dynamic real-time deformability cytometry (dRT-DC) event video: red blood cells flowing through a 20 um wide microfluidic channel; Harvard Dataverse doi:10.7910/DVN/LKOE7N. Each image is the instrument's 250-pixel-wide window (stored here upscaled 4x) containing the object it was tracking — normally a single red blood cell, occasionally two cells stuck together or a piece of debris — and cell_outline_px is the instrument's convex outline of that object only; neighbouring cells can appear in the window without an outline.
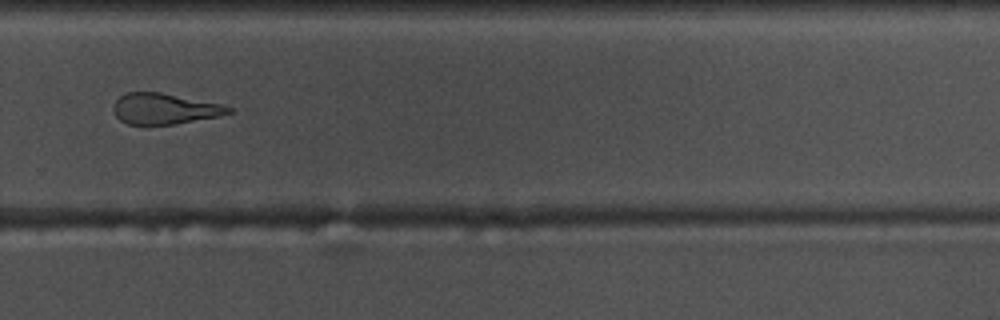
{"species": "common noctule bat (a hibernating species)", "species_latin": "Nyctalus noctula", "temperature_condition": "warm", "stored_images_in_passage": 40, "camera_frame_rate_fps": 3000, "um_per_image_px": 0.085, "animal": {"sex": "male", "body_mass_g": 17.5, "forearm_length_mm": 52.3}, "frame": {"image": 1, "passage_image": 23, "time_ms": 7.333, "image_size_px": [1000, 320], "cell_outline_px": [[232, 112], [220, 116], [172, 124], [128, 124], [120, 120], [116, 116], [112, 108], [112, 104], [120, 96], [128, 92], [160, 92], [220, 104], [232, 108]], "centroid_in_image_um": [13.94, 9.24], "position_along_channel_um": 315.9, "area_um2": 20.46}}
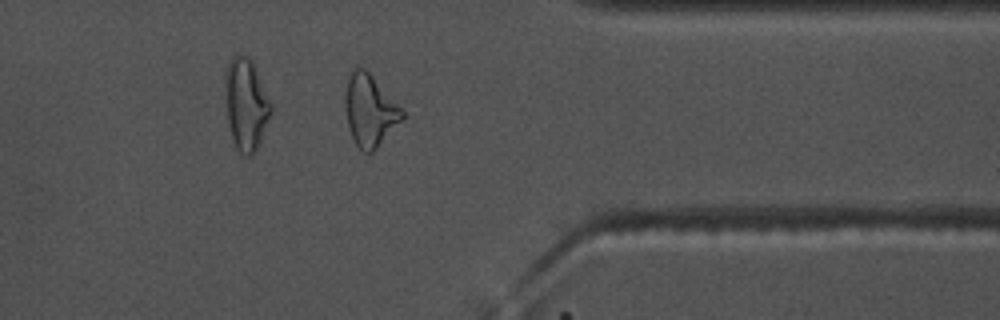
{"frame": {"image": 2, "passage_image": 29, "time_ms": 9.333, "image_size_px": [1000, 320], "cell_outline_px": [[408, 116], [372, 152], [364, 152], [356, 144], [348, 128], [344, 108], [344, 96], [348, 80], [352, 72], [356, 68], [364, 68], [372, 76]], "centroid_in_image_um": [31.44, 9.42], "position_along_channel_um": 380.0, "area_um2": 23.64}, "authors_computed_cell_mechanics": {"area_um2": 22.7732, "velocity_mm_per_s": 3.7264, "shape_relaxation_time_tau1_ms": null, "shape_relaxation_time_tau2_ms": 2.5063, "deformation_change_tau1": null, "deformation_change_tau2": 0.1255}}